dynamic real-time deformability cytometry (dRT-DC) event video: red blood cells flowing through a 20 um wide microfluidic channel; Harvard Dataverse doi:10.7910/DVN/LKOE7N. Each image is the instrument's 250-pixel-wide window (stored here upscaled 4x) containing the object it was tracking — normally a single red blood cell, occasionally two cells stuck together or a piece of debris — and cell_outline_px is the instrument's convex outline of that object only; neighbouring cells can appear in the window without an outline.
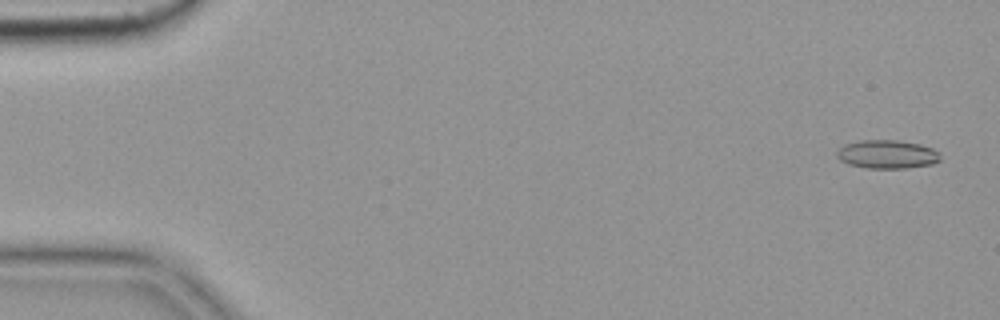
{"species": "common noctule bat (a hibernating species)", "species_latin": "Nyctalus noctula", "temperature_condition": "cold", "stored_images_in_passage": 55, "camera_frame_rate_fps": 3000, "um_per_image_px": 0.085, "animal": {"sex": "female", "body_mass_g": 19.9}, "frame": {"image": 1, "passage_image": 2, "time_ms": 0.333, "image_size_px": [1000, 320], "cell_outline_px": [[940, 160], [932, 164], [908, 168], [864, 168], [848, 164], [840, 160], [836, 156], [836, 152], [844, 144], [860, 140], [896, 140], [920, 144], [932, 148], [940, 156]], "centroid_in_image_um": [75.37, 13.12], "position_along_channel_um": 9.6, "area_um2": 17.22}}
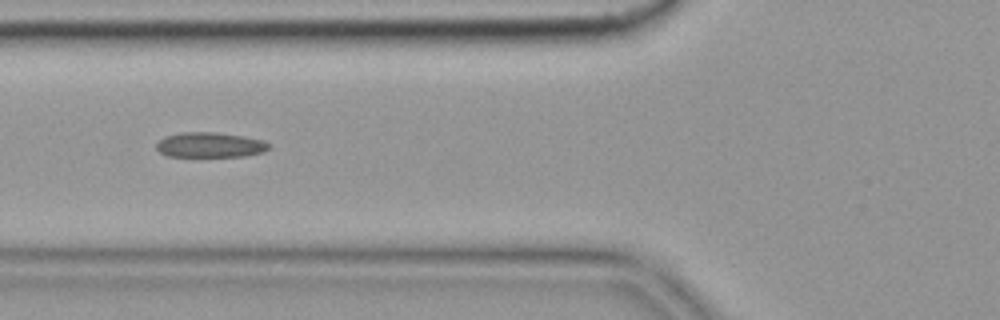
{"frame": {"image": 2, "passage_image": 21, "time_ms": 6.667, "image_size_px": [1000, 320], "cell_outline_px": [[272, 148], [264, 152], [244, 156], [168, 156], [160, 152], [156, 148], [156, 144], [164, 136], [180, 132], [216, 132], [244, 136], [264, 140]], "centroid_in_image_um": [17.87, 12.31], "position_along_channel_um": 107.9, "area_um2": 16.53}}
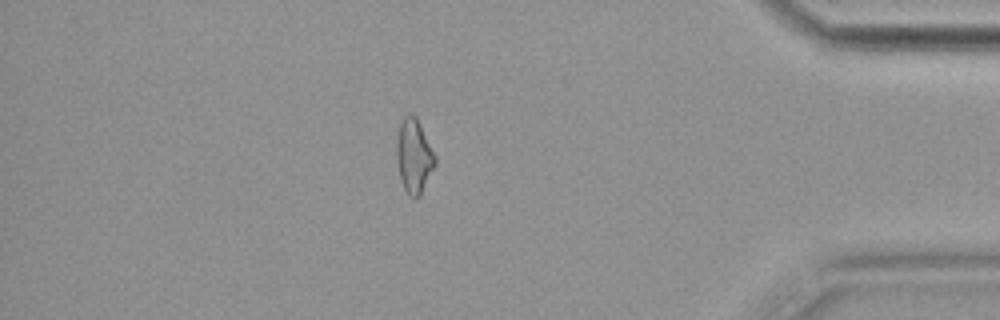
{"frame": {"image": 3, "passage_image": 48, "time_ms": 15.667, "image_size_px": [1000, 320], "cell_outline_px": [[436, 164], [420, 196], [408, 196], [400, 180], [396, 160], [396, 140], [400, 124], [404, 116], [408, 112], [412, 112], [416, 116], [436, 156]], "centroid_in_image_um": [35.17, 13.24], "position_along_channel_um": 400.0, "area_um2": 16.82}, "authors_computed_cell_mechanics": {"area_um2": 16.9354, "velocity_mm_per_s": 3.6406, "shape_relaxation_time_tau1_ms": 8.7464, "shape_relaxation_time_tau2_ms": 5.1981, "deformation_change_tau1": 0.1552, "deformation_change_tau2": 0.1192}}